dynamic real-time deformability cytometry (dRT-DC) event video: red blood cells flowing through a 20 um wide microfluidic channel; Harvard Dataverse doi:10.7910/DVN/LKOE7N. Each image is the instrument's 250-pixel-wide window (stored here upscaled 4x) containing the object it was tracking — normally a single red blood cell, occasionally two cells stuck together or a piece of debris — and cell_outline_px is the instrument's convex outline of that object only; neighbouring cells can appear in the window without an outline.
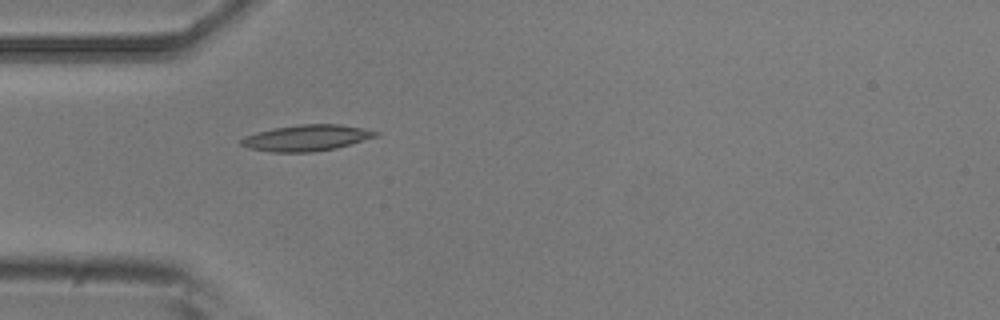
{"species": "common noctule bat (a hibernating species)", "species_latin": "Nyctalus noctula", "temperature_condition": "room temperature", "stored_images_in_passage": 3, "camera_frame_rate_fps": 3000, "um_per_image_px": 0.085, "animal": {"sex": "male", "body_mass_g": 20.5, "forearm_length_mm": 52.5}, "frame": {"image": 1, "passage_image": 3, "time_ms": 2.333, "image_size_px": [1000, 320], "cell_outline_px": [[380, 136], [336, 148], [312, 152], [272, 152], [248, 148], [240, 144], [240, 140], [244, 136], [256, 132], [272, 128], [300, 124], [340, 124], [380, 132]], "centroid_in_image_um": [26.05, 11.72], "position_along_channel_um": 58.9, "area_um2": 20.58}}